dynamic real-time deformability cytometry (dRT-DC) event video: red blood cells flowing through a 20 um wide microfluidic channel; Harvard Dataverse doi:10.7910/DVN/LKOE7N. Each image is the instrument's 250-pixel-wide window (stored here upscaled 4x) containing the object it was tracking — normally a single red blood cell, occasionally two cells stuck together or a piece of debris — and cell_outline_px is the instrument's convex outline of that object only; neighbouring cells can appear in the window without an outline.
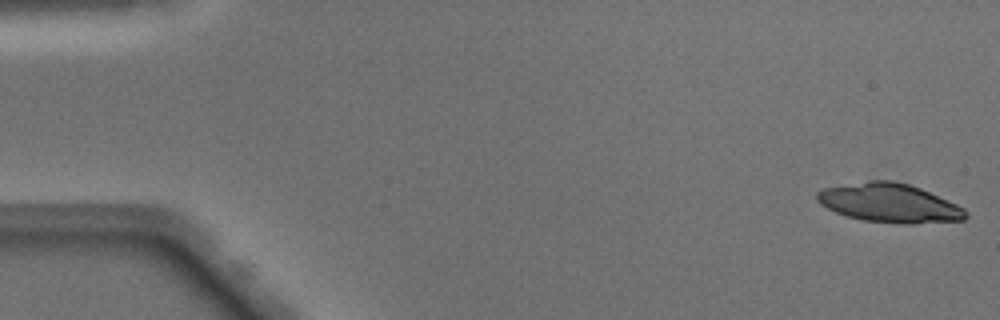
{"species": "Egyptian fruit bat (a non-hibernating species)", "species_latin": "Rousettus aegyptiacus", "temperature_condition": "warm", "stored_images_in_passage": 21, "camera_frame_rate_fps": 3000, "um_per_image_px": 0.085, "animal": {"sex": "male"}, "frame": {"image": 1, "passage_image": 1, "time_ms": 0.0, "image_size_px": [1000, 320], "cell_outline_px": [[968, 216], [964, 220], [912, 224], [896, 224], [864, 220], [848, 216], [836, 212], [820, 204], [816, 200], [816, 192], [824, 188], [868, 180], [892, 180], [908, 184], [920, 188], [956, 204], [964, 208], [968, 212]], "centroid_in_image_um": [75.61, 17.26], "position_along_channel_um": 9.4, "area_um2": 33.76}}
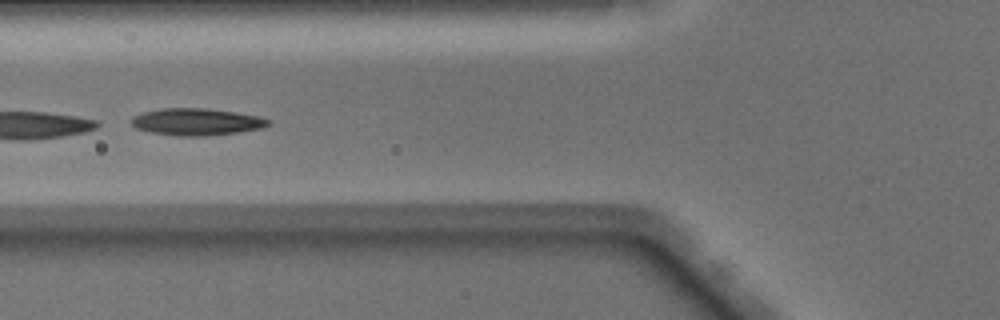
{"frame": {"image": 2, "passage_image": 19, "time_ms": 6.0, "image_size_px": [1000, 320], "cell_outline_px": [[272, 120], [264, 128], [208, 136], [176, 136], [152, 132], [136, 128], [132, 124], [132, 116], [144, 112], [160, 108], [208, 108], [236, 112], [256, 116]], "centroid_in_image_um": [16.71, 10.35], "position_along_channel_um": 109.1, "area_um2": 21.5}}